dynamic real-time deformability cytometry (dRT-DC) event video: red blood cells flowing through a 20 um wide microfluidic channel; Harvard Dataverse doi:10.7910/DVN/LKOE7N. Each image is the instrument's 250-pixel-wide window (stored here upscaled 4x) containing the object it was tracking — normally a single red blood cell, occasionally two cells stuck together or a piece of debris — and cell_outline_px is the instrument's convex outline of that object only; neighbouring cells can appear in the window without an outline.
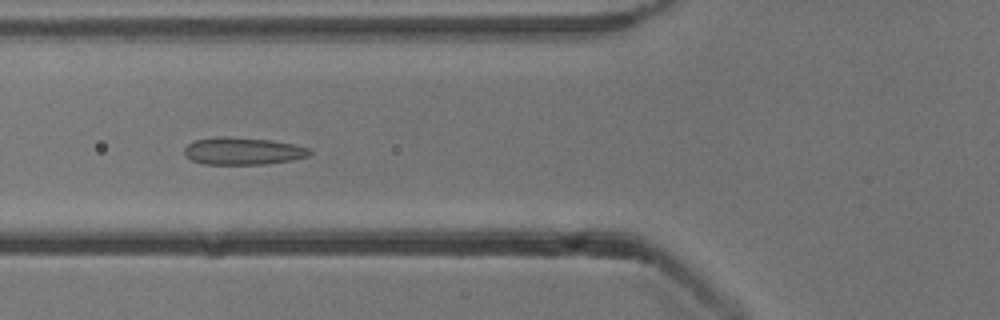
{"species": "common noctule bat (a hibernating species)", "species_latin": "Nyctalus noctula", "temperature_condition": "cold", "stored_images_in_passage": 53, "camera_frame_rate_fps": 3000, "um_per_image_px": 0.085, "animal": {"sex": "male", "body_mass_g": 13.3}, "frame": {"image": 1, "passage_image": 20, "time_ms": 6.333, "image_size_px": [1000, 320], "cell_outline_px": [[312, 152], [308, 156], [292, 160], [264, 164], [204, 164], [192, 160], [184, 156], [184, 148], [188, 144], [196, 140], [220, 136], [224, 136], [272, 140], [292, 144], [308, 148]], "centroid_in_image_um": [20.62, 12.84], "position_along_channel_um": 105.2, "area_um2": 19.88}}
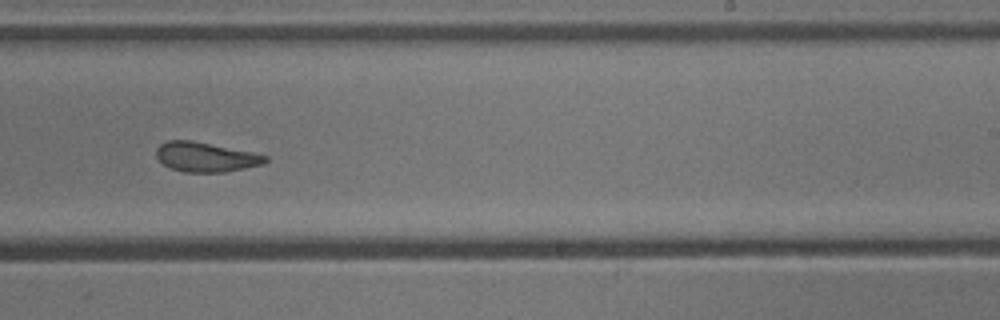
{"frame": {"image": 2, "passage_image": 33, "time_ms": 10.667, "image_size_px": [1000, 320], "cell_outline_px": [[268, 160], [264, 164], [224, 172], [184, 172], [172, 168], [164, 164], [156, 156], [156, 148], [160, 144], [168, 140], [192, 140], [252, 152], [268, 156]], "centroid_in_image_um": [17.49, 13.34], "position_along_channel_um": 271.5, "area_um2": 18.73}}
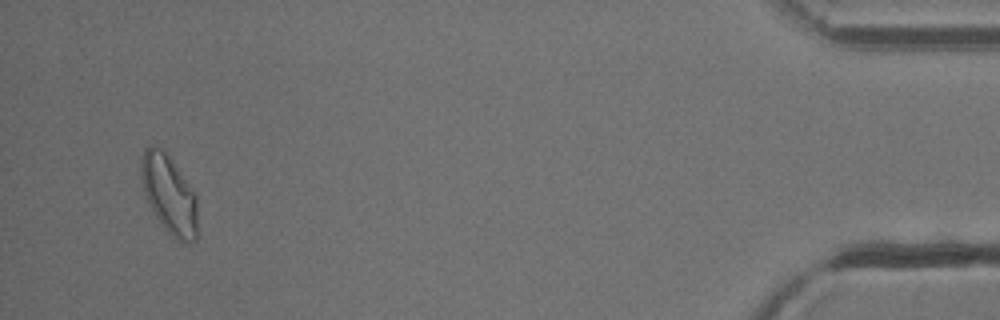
{"frame": {"image": 3, "passage_image": 51, "time_ms": 16.667, "image_size_px": [1000, 320], "cell_outline_px": [[196, 240], [188, 244], [180, 244], [168, 232], [156, 216], [144, 192], [140, 176], [140, 160], [144, 148], [148, 144], [152, 144], [164, 148], [196, 196]], "centroid_in_image_um": [14.34, 16.49], "position_along_channel_um": 420.9, "area_um2": 25.89}, "authors_computed_cell_mechanics": {"area_um2": 21.097, "velocity_mm_per_s": 3.8394, "shape_relaxation_time_tau1_ms": null, "shape_relaxation_time_tau2_ms": 2.616, "deformation_change_tau1": null, "deformation_change_tau2": 0.0701}}